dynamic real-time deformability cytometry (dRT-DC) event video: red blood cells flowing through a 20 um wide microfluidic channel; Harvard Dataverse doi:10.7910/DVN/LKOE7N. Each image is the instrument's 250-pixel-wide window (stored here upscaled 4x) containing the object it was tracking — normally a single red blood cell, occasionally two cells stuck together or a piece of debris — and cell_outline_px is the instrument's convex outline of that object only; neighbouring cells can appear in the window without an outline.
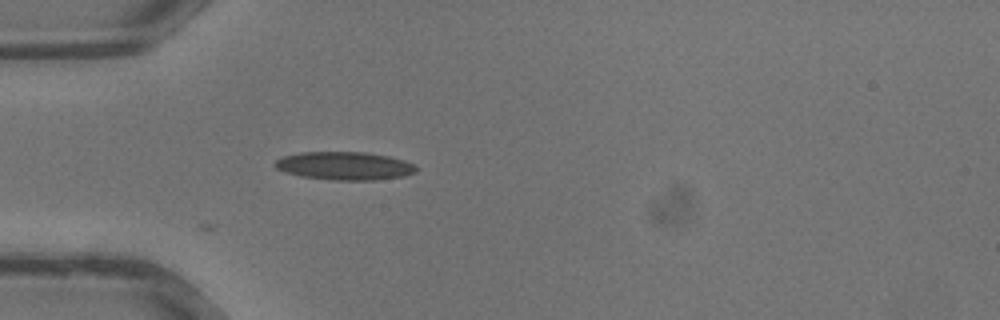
{"species": "common noctule bat (a hibernating species)", "species_latin": "Nyctalus noctula", "temperature_condition": "warm", "stored_images_in_passage": 2, "camera_frame_rate_fps": 3000, "um_per_image_px": 0.085, "animal": {"sex": "male", "body_mass_g": 13.3}, "frame": {"image": 1, "passage_image": 2, "time_ms": 0.333, "image_size_px": [1000, 320], "cell_outline_px": [[416, 172], [404, 176], [376, 180], [332, 180], [300, 176], [284, 172], [276, 168], [272, 164], [276, 160], [284, 156], [300, 152], [364, 152], [388, 156], [404, 160], [416, 164]], "centroid_in_image_um": [29.28, 14.1], "position_along_channel_um": 55.7, "area_um2": 23.29}}